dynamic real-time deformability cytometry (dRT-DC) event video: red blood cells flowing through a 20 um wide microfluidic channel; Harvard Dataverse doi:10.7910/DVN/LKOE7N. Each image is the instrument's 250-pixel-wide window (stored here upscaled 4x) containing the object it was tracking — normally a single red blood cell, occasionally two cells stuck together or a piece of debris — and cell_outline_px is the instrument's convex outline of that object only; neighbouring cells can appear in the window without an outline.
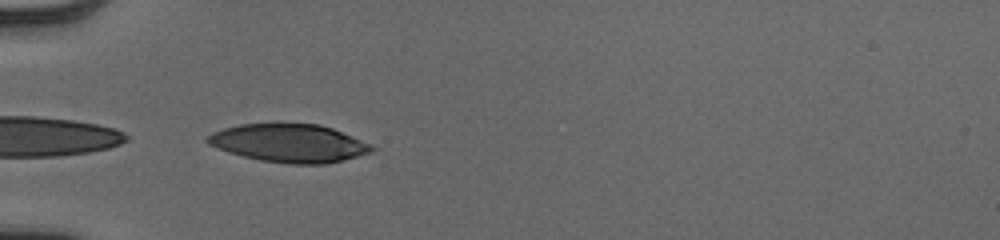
{"species": "human", "species_latin": "Homo sapiens", "temperature_condition": "cold", "stored_images_in_passage": 36, "camera_frame_rate_fps": 3000, "um_per_image_px": 0.085, "donor": {"sex": "male"}, "frame": {"image": 1, "passage_image": 1, "time_ms": 0.0, "image_size_px": [1000, 240], "cell_outline_px": [[376, 148], [372, 152], [324, 164], [288, 164], [260, 160], [244, 156], [208, 144], [204, 140], [212, 132], [224, 128], [240, 124], [316, 124], [332, 128], [368, 144]], "centroid_in_image_um": [24.55, 12.17], "position_along_channel_um": 60.5, "area_um2": 35.78}}
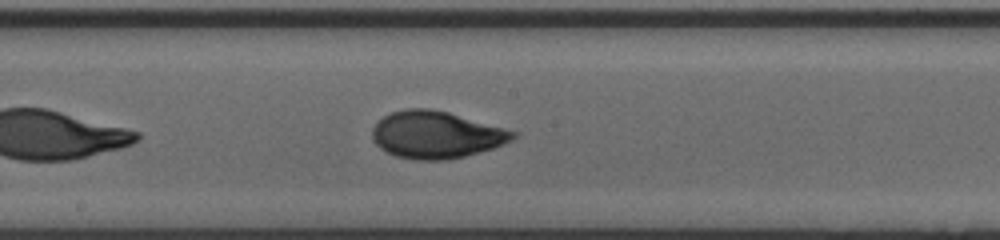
{"frame": {"image": 2, "passage_image": 13, "time_ms": 4.0, "image_size_px": [1000, 240], "cell_outline_px": [[516, 136], [512, 140], [492, 148], [464, 156], [448, 160], [416, 160], [396, 156], [384, 152], [372, 140], [372, 128], [384, 116], [392, 112], [404, 108], [432, 108], [448, 112], [516, 132]], "centroid_in_image_um": [37.01, 11.46], "position_along_channel_um": 211.2, "area_um2": 38.44}}
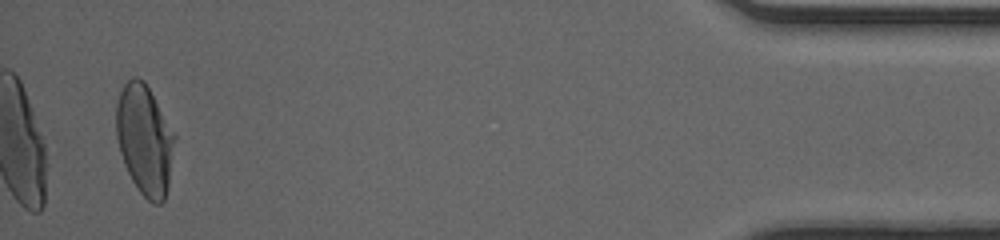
{"frame": {"image": 3, "passage_image": 34, "time_ms": 11.0, "image_size_px": [1000, 240], "cell_outline_px": [[176, 140], [168, 184], [164, 200], [160, 204], [152, 204], [140, 192], [132, 180], [124, 164], [120, 152], [116, 136], [116, 104], [120, 92], [124, 84], [132, 76], [136, 76], [144, 80], [176, 136]], "centroid_in_image_um": [12.29, 11.87], "position_along_channel_um": 422.9, "area_um2": 37.45}, "authors_computed_cell_mechanics": {"area_um2": 37.281, "velocity_mm_per_s": 4.0114, "shape_relaxation_time_tau1_ms": 3.884, "shape_relaxation_time_tau2_ms": null, "deformation_change_tau1": 0.1883, "deformation_change_tau2": null}}